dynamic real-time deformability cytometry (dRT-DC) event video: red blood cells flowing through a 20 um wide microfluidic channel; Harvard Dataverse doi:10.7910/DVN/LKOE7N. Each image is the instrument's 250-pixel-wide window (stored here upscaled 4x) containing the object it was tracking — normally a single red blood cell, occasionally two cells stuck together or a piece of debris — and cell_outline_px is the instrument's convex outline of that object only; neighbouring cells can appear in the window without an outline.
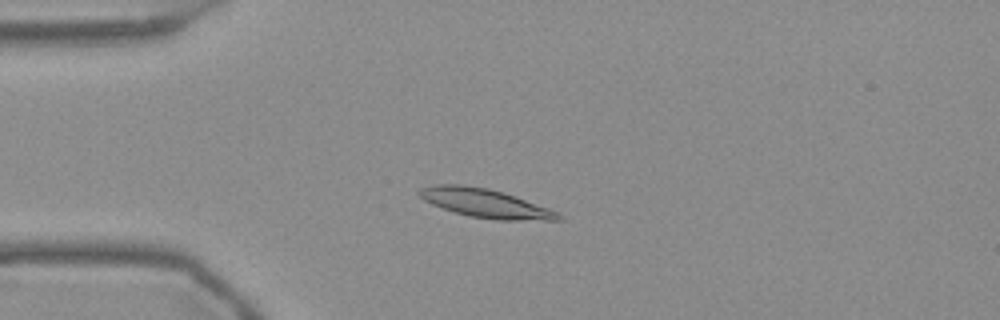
{"species": "Egyptian fruit bat (a non-hibernating species)", "species_latin": "Rousettus aegyptiacus", "temperature_condition": "warm", "stored_images_in_passage": 55, "camera_frame_rate_fps": 3000, "um_per_image_px": 0.085, "frame": {"image": 1, "passage_image": 14, "time_ms": 4.333, "image_size_px": [1000, 320], "cell_outline_px": [[564, 220], [496, 220], [472, 216], [456, 212], [432, 204], [424, 200], [416, 192], [420, 188], [432, 184], [464, 184], [488, 188], [504, 192], [560, 212], [564, 216]], "centroid_in_image_um": [41.28, 17.26], "position_along_channel_um": 43.7, "area_um2": 23.41}}
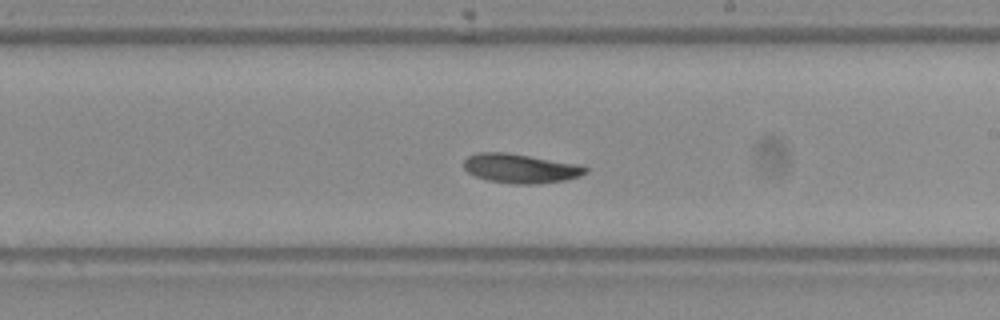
{"frame": {"image": 2, "passage_image": 32, "time_ms": 10.333, "image_size_px": [1000, 320], "cell_outline_px": [[588, 172], [580, 176], [568, 180], [536, 184], [512, 184], [488, 180], [476, 176], [468, 172], [464, 168], [464, 160], [468, 156], [480, 152], [508, 152], [580, 164], [588, 168]], "centroid_in_image_um": [44.28, 14.31], "position_along_channel_um": 244.7, "area_um2": 20.98}}
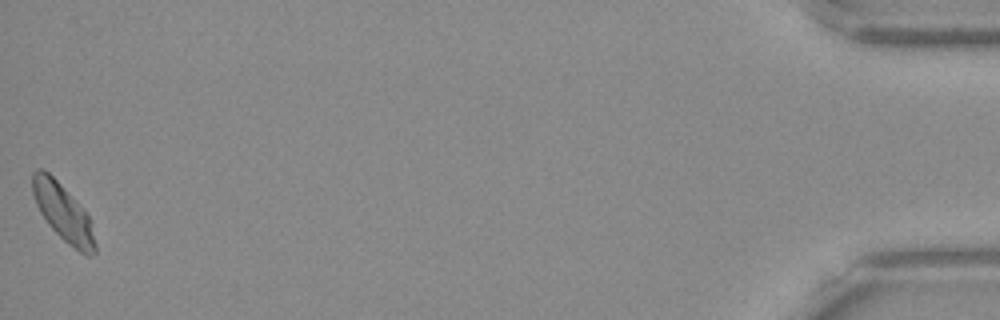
{"frame": {"image": 3, "passage_image": 55, "time_ms": 18.0, "image_size_px": [1000, 320], "cell_outline_px": [[96, 252], [88, 256], [80, 252], [68, 244], [48, 224], [40, 212], [36, 204], [32, 192], [32, 172], [36, 168], [44, 168], [60, 184], [88, 216], [96, 244]], "centroid_in_image_um": [5.32, 18.06], "position_along_channel_um": 429.9, "area_um2": 20.29}}